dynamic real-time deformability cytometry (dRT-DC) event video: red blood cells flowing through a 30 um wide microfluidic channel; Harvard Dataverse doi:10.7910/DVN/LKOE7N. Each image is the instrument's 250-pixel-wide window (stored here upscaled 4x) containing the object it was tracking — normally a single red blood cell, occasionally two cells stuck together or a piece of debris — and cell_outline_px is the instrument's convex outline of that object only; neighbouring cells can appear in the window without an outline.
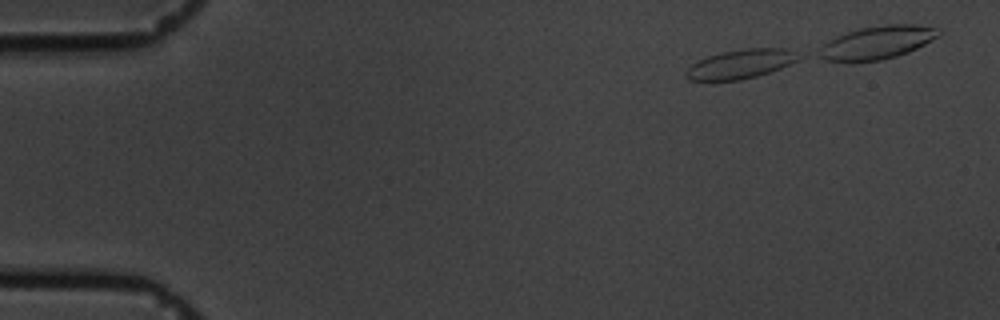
{"species": "common noctule bat (a hibernating species)", "species_latin": "Nyctalus noctula", "temperature_condition": "cold", "stored_images_in_passage": 20, "camera_frame_rate_fps": 3000, "um_per_image_px": 0.085, "animal": {"sex": "male", "body_mass_g": 19.5, "forearm_length_mm": 54.6}, "frame": {"image": 1, "passage_image": 3, "time_ms": 0.667, "image_size_px": [1000, 320], "cell_outline_px": [[804, 56], [800, 60], [780, 68], [756, 76], [740, 80], [688, 80], [684, 76], [688, 68], [692, 64], [708, 56], [724, 52], [744, 48], [784, 48]], "centroid_in_image_um": [62.99, 5.44], "position_along_channel_um": 22.0, "area_um2": 18.96}}